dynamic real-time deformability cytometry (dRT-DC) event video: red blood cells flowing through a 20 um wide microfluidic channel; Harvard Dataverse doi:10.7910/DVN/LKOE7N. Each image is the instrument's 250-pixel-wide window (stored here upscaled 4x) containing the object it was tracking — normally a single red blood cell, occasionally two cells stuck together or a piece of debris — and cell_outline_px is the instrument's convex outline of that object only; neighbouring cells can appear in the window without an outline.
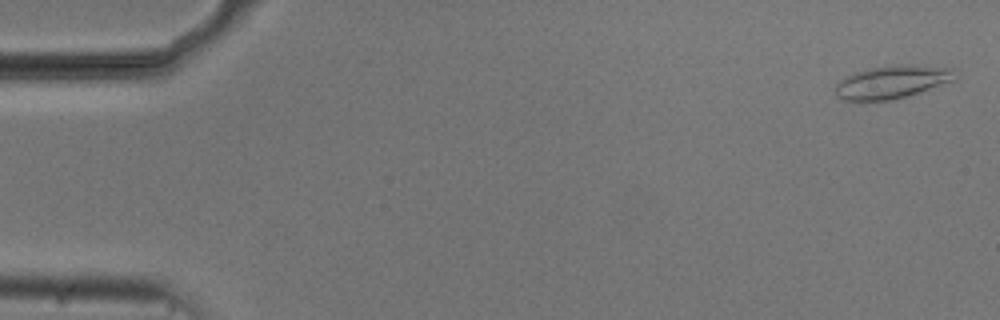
{"species": "common noctule bat (a hibernating species)", "species_latin": "Nyctalus noctula", "temperature_condition": "cold", "stored_images_in_passage": 54, "camera_frame_rate_fps": 3000, "um_per_image_px": 0.085, "animal": {"sex": "male", "body_mass_g": 20.5, "forearm_length_mm": 52.5}, "frame": {"image": 1, "passage_image": 2, "time_ms": 0.333, "image_size_px": [1000, 320], "cell_outline_px": [[956, 80], [908, 96], [888, 100], [844, 100], [836, 96], [836, 84], [840, 80], [856, 72], [888, 64], [916, 64], [952, 68]], "centroid_in_image_um": [75.86, 6.95], "position_along_channel_um": 9.1, "area_um2": 23.0}}
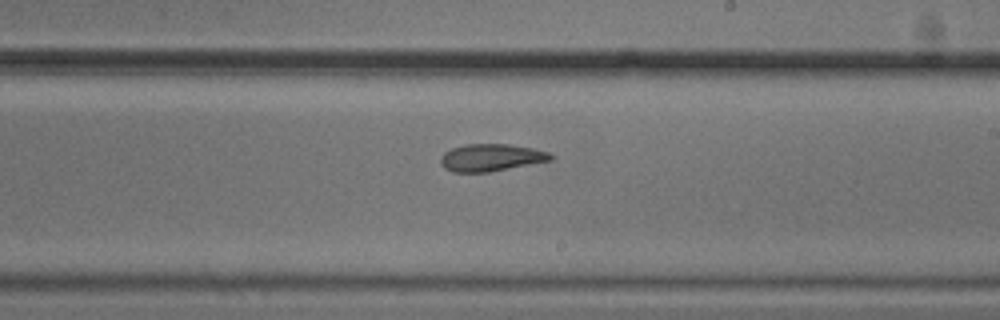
{"frame": {"image": 2, "passage_image": 32, "time_ms": 10.333, "image_size_px": [1000, 320], "cell_outline_px": [[556, 156], [552, 160], [488, 172], [452, 172], [444, 168], [440, 164], [440, 156], [444, 152], [452, 148], [464, 144], [508, 144], [532, 148], [548, 152]], "centroid_in_image_um": [41.72, 13.39], "position_along_channel_um": 247.3, "area_um2": 17.57}}
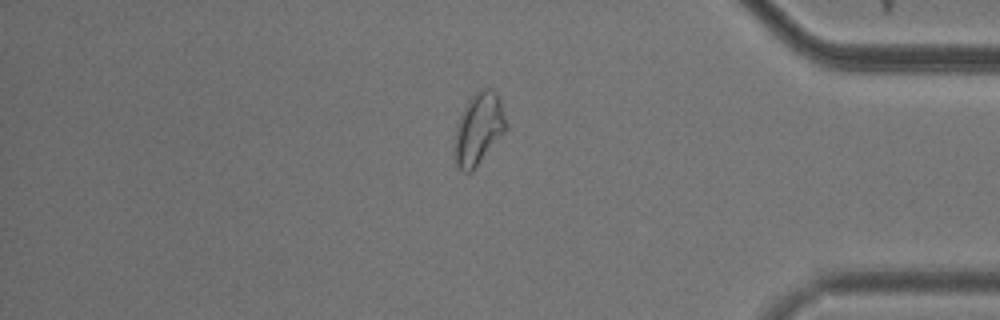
{"frame": {"image": 3, "passage_image": 46, "time_ms": 15.0, "image_size_px": [1000, 320], "cell_outline_px": [[508, 128], [472, 172], [464, 172], [456, 164], [452, 152], [452, 148], [456, 124], [468, 100], [480, 88], [488, 88], [496, 92], [500, 100], [508, 124]], "centroid_in_image_um": [40.66, 10.97], "position_along_channel_um": 394.5, "area_um2": 21.91}, "authors_computed_cell_mechanics": {"area_um2": 19.5364, "velocity_mm_per_s": 3.7238, "shape_relaxation_time_tau1_ms": null, "shape_relaxation_time_tau2_ms": 6.5662, "deformation_change_tau1": null, "deformation_change_tau2": 0.1548}}